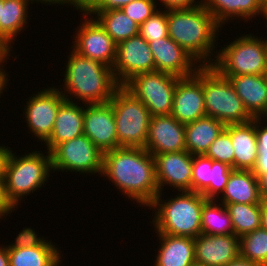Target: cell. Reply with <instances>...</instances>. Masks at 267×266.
Here are the masks:
<instances>
[{"mask_svg":"<svg viewBox=\"0 0 267 266\" xmlns=\"http://www.w3.org/2000/svg\"><path fill=\"white\" fill-rule=\"evenodd\" d=\"M134 0H83L82 11H103L121 9Z\"/></svg>","mask_w":267,"mask_h":266,"instance_id":"obj_40","label":"cell"},{"mask_svg":"<svg viewBox=\"0 0 267 266\" xmlns=\"http://www.w3.org/2000/svg\"><path fill=\"white\" fill-rule=\"evenodd\" d=\"M34 1L36 0H1L0 41L10 52L15 38L28 24V6Z\"/></svg>","mask_w":267,"mask_h":266,"instance_id":"obj_25","label":"cell"},{"mask_svg":"<svg viewBox=\"0 0 267 266\" xmlns=\"http://www.w3.org/2000/svg\"><path fill=\"white\" fill-rule=\"evenodd\" d=\"M8 253L10 266H59L62 262V252L48 240L36 247L8 248Z\"/></svg>","mask_w":267,"mask_h":266,"instance_id":"obj_28","label":"cell"},{"mask_svg":"<svg viewBox=\"0 0 267 266\" xmlns=\"http://www.w3.org/2000/svg\"><path fill=\"white\" fill-rule=\"evenodd\" d=\"M265 120H266V122H267V114L263 117Z\"/></svg>","mask_w":267,"mask_h":266,"instance_id":"obj_55","label":"cell"},{"mask_svg":"<svg viewBox=\"0 0 267 266\" xmlns=\"http://www.w3.org/2000/svg\"><path fill=\"white\" fill-rule=\"evenodd\" d=\"M0 266H10V258L7 245L0 246Z\"/></svg>","mask_w":267,"mask_h":266,"instance_id":"obj_46","label":"cell"},{"mask_svg":"<svg viewBox=\"0 0 267 266\" xmlns=\"http://www.w3.org/2000/svg\"><path fill=\"white\" fill-rule=\"evenodd\" d=\"M76 100L69 101L65 99L60 107L53 131L50 138L45 142L47 151H51L57 144L74 139L84 134L83 119L84 105L79 106Z\"/></svg>","mask_w":267,"mask_h":266,"instance_id":"obj_22","label":"cell"},{"mask_svg":"<svg viewBox=\"0 0 267 266\" xmlns=\"http://www.w3.org/2000/svg\"><path fill=\"white\" fill-rule=\"evenodd\" d=\"M38 234L33 230V228H23L22 231L19 232L18 236L16 237L15 241L12 244H8V248H29V247H36L42 245L46 239L40 238L41 236H37Z\"/></svg>","mask_w":267,"mask_h":266,"instance_id":"obj_39","label":"cell"},{"mask_svg":"<svg viewBox=\"0 0 267 266\" xmlns=\"http://www.w3.org/2000/svg\"><path fill=\"white\" fill-rule=\"evenodd\" d=\"M115 116L119 147L145 148L150 112L144 103L120 85L109 101Z\"/></svg>","mask_w":267,"mask_h":266,"instance_id":"obj_8","label":"cell"},{"mask_svg":"<svg viewBox=\"0 0 267 266\" xmlns=\"http://www.w3.org/2000/svg\"><path fill=\"white\" fill-rule=\"evenodd\" d=\"M263 9L267 7V0H259Z\"/></svg>","mask_w":267,"mask_h":266,"instance_id":"obj_51","label":"cell"},{"mask_svg":"<svg viewBox=\"0 0 267 266\" xmlns=\"http://www.w3.org/2000/svg\"><path fill=\"white\" fill-rule=\"evenodd\" d=\"M145 149L151 154L186 150L185 125L171 114L151 116Z\"/></svg>","mask_w":267,"mask_h":266,"instance_id":"obj_18","label":"cell"},{"mask_svg":"<svg viewBox=\"0 0 267 266\" xmlns=\"http://www.w3.org/2000/svg\"><path fill=\"white\" fill-rule=\"evenodd\" d=\"M79 12H85L94 17L116 44L139 35V25L122 9L103 11H82L80 9Z\"/></svg>","mask_w":267,"mask_h":266,"instance_id":"obj_29","label":"cell"},{"mask_svg":"<svg viewBox=\"0 0 267 266\" xmlns=\"http://www.w3.org/2000/svg\"><path fill=\"white\" fill-rule=\"evenodd\" d=\"M190 266H205V265L198 264V263H193V264H191Z\"/></svg>","mask_w":267,"mask_h":266,"instance_id":"obj_53","label":"cell"},{"mask_svg":"<svg viewBox=\"0 0 267 266\" xmlns=\"http://www.w3.org/2000/svg\"><path fill=\"white\" fill-rule=\"evenodd\" d=\"M11 148L0 145V180H5V168Z\"/></svg>","mask_w":267,"mask_h":266,"instance_id":"obj_44","label":"cell"},{"mask_svg":"<svg viewBox=\"0 0 267 266\" xmlns=\"http://www.w3.org/2000/svg\"><path fill=\"white\" fill-rule=\"evenodd\" d=\"M161 199L162 193H159L148 206L156 211L152 219L155 233L194 239L202 233L201 211L207 199L201 193L180 191L169 200Z\"/></svg>","mask_w":267,"mask_h":266,"instance_id":"obj_4","label":"cell"},{"mask_svg":"<svg viewBox=\"0 0 267 266\" xmlns=\"http://www.w3.org/2000/svg\"><path fill=\"white\" fill-rule=\"evenodd\" d=\"M53 172H103V152L85 135L57 144L51 151Z\"/></svg>","mask_w":267,"mask_h":266,"instance_id":"obj_10","label":"cell"},{"mask_svg":"<svg viewBox=\"0 0 267 266\" xmlns=\"http://www.w3.org/2000/svg\"><path fill=\"white\" fill-rule=\"evenodd\" d=\"M204 5L221 27L230 19L242 18L247 22L256 15L264 14L259 0H204Z\"/></svg>","mask_w":267,"mask_h":266,"instance_id":"obj_27","label":"cell"},{"mask_svg":"<svg viewBox=\"0 0 267 266\" xmlns=\"http://www.w3.org/2000/svg\"><path fill=\"white\" fill-rule=\"evenodd\" d=\"M167 26L168 36L192 55L199 65L213 64V53L217 55V51L213 50L217 48L216 41L219 40L217 33L222 27L204 4L192 8L168 9Z\"/></svg>","mask_w":267,"mask_h":266,"instance_id":"obj_2","label":"cell"},{"mask_svg":"<svg viewBox=\"0 0 267 266\" xmlns=\"http://www.w3.org/2000/svg\"><path fill=\"white\" fill-rule=\"evenodd\" d=\"M160 193L166 184L180 191H192L193 155L186 150L152 154Z\"/></svg>","mask_w":267,"mask_h":266,"instance_id":"obj_16","label":"cell"},{"mask_svg":"<svg viewBox=\"0 0 267 266\" xmlns=\"http://www.w3.org/2000/svg\"><path fill=\"white\" fill-rule=\"evenodd\" d=\"M81 15H84V21L77 26L76 36L73 35L74 47L71 49L82 57L100 61L113 68L117 44L94 17L85 12Z\"/></svg>","mask_w":267,"mask_h":266,"instance_id":"obj_11","label":"cell"},{"mask_svg":"<svg viewBox=\"0 0 267 266\" xmlns=\"http://www.w3.org/2000/svg\"><path fill=\"white\" fill-rule=\"evenodd\" d=\"M103 177L137 204L149 206L160 193L154 156L145 148L119 147L103 153Z\"/></svg>","mask_w":267,"mask_h":266,"instance_id":"obj_1","label":"cell"},{"mask_svg":"<svg viewBox=\"0 0 267 266\" xmlns=\"http://www.w3.org/2000/svg\"><path fill=\"white\" fill-rule=\"evenodd\" d=\"M195 263L225 266L240 256L239 237L235 234L207 235L194 239Z\"/></svg>","mask_w":267,"mask_h":266,"instance_id":"obj_19","label":"cell"},{"mask_svg":"<svg viewBox=\"0 0 267 266\" xmlns=\"http://www.w3.org/2000/svg\"><path fill=\"white\" fill-rule=\"evenodd\" d=\"M249 34L241 35L217 52L212 66L220 74L223 76L266 74L267 39Z\"/></svg>","mask_w":267,"mask_h":266,"instance_id":"obj_6","label":"cell"},{"mask_svg":"<svg viewBox=\"0 0 267 266\" xmlns=\"http://www.w3.org/2000/svg\"><path fill=\"white\" fill-rule=\"evenodd\" d=\"M201 229L207 235L234 234L227 207L216 199H207L201 211Z\"/></svg>","mask_w":267,"mask_h":266,"instance_id":"obj_30","label":"cell"},{"mask_svg":"<svg viewBox=\"0 0 267 266\" xmlns=\"http://www.w3.org/2000/svg\"><path fill=\"white\" fill-rule=\"evenodd\" d=\"M225 77L231 82L235 92L253 118H263L267 114L266 74Z\"/></svg>","mask_w":267,"mask_h":266,"instance_id":"obj_20","label":"cell"},{"mask_svg":"<svg viewBox=\"0 0 267 266\" xmlns=\"http://www.w3.org/2000/svg\"><path fill=\"white\" fill-rule=\"evenodd\" d=\"M263 19L266 18V22H267V7L264 9V14H263Z\"/></svg>","mask_w":267,"mask_h":266,"instance_id":"obj_52","label":"cell"},{"mask_svg":"<svg viewBox=\"0 0 267 266\" xmlns=\"http://www.w3.org/2000/svg\"><path fill=\"white\" fill-rule=\"evenodd\" d=\"M6 71L4 69H0V98L1 95L4 93L3 91H7L5 88L8 85V77L9 75L5 73Z\"/></svg>","mask_w":267,"mask_h":266,"instance_id":"obj_49","label":"cell"},{"mask_svg":"<svg viewBox=\"0 0 267 266\" xmlns=\"http://www.w3.org/2000/svg\"><path fill=\"white\" fill-rule=\"evenodd\" d=\"M240 257L267 266V230L258 228L239 238Z\"/></svg>","mask_w":267,"mask_h":266,"instance_id":"obj_32","label":"cell"},{"mask_svg":"<svg viewBox=\"0 0 267 266\" xmlns=\"http://www.w3.org/2000/svg\"><path fill=\"white\" fill-rule=\"evenodd\" d=\"M84 134L104 152L118 148L115 116L110 102L84 104Z\"/></svg>","mask_w":267,"mask_h":266,"instance_id":"obj_15","label":"cell"},{"mask_svg":"<svg viewBox=\"0 0 267 266\" xmlns=\"http://www.w3.org/2000/svg\"><path fill=\"white\" fill-rule=\"evenodd\" d=\"M38 3H42L45 5H48V4H58V5H65V4H68V5H71L73 6L75 9L77 10H80L82 8V5H83V0H36ZM40 1V2H39Z\"/></svg>","mask_w":267,"mask_h":266,"instance_id":"obj_45","label":"cell"},{"mask_svg":"<svg viewBox=\"0 0 267 266\" xmlns=\"http://www.w3.org/2000/svg\"><path fill=\"white\" fill-rule=\"evenodd\" d=\"M164 9L192 8L204 4V0H159ZM197 1V2H196Z\"/></svg>","mask_w":267,"mask_h":266,"instance_id":"obj_42","label":"cell"},{"mask_svg":"<svg viewBox=\"0 0 267 266\" xmlns=\"http://www.w3.org/2000/svg\"><path fill=\"white\" fill-rule=\"evenodd\" d=\"M224 130L234 148V170H253L258 155L256 118L247 123L227 124Z\"/></svg>","mask_w":267,"mask_h":266,"instance_id":"obj_21","label":"cell"},{"mask_svg":"<svg viewBox=\"0 0 267 266\" xmlns=\"http://www.w3.org/2000/svg\"><path fill=\"white\" fill-rule=\"evenodd\" d=\"M112 69L119 85H124L136 74L154 72L155 61L148 42L137 35L117 44Z\"/></svg>","mask_w":267,"mask_h":266,"instance_id":"obj_13","label":"cell"},{"mask_svg":"<svg viewBox=\"0 0 267 266\" xmlns=\"http://www.w3.org/2000/svg\"><path fill=\"white\" fill-rule=\"evenodd\" d=\"M265 122L266 120H264V118H256V136L258 152H267V123ZM261 124L264 125L262 126Z\"/></svg>","mask_w":267,"mask_h":266,"instance_id":"obj_41","label":"cell"},{"mask_svg":"<svg viewBox=\"0 0 267 266\" xmlns=\"http://www.w3.org/2000/svg\"><path fill=\"white\" fill-rule=\"evenodd\" d=\"M139 35L147 42L168 36L167 10H156L145 22L139 26Z\"/></svg>","mask_w":267,"mask_h":266,"instance_id":"obj_33","label":"cell"},{"mask_svg":"<svg viewBox=\"0 0 267 266\" xmlns=\"http://www.w3.org/2000/svg\"><path fill=\"white\" fill-rule=\"evenodd\" d=\"M225 124L205 116L185 125V146L193 156L205 155L211 143L225 129Z\"/></svg>","mask_w":267,"mask_h":266,"instance_id":"obj_26","label":"cell"},{"mask_svg":"<svg viewBox=\"0 0 267 266\" xmlns=\"http://www.w3.org/2000/svg\"><path fill=\"white\" fill-rule=\"evenodd\" d=\"M155 61V71L179 78L189 77L202 65L169 36L148 42Z\"/></svg>","mask_w":267,"mask_h":266,"instance_id":"obj_17","label":"cell"},{"mask_svg":"<svg viewBox=\"0 0 267 266\" xmlns=\"http://www.w3.org/2000/svg\"><path fill=\"white\" fill-rule=\"evenodd\" d=\"M66 98L58 88H44L33 94L24 107L28 129L41 143L46 142L53 131L58 108Z\"/></svg>","mask_w":267,"mask_h":266,"instance_id":"obj_12","label":"cell"},{"mask_svg":"<svg viewBox=\"0 0 267 266\" xmlns=\"http://www.w3.org/2000/svg\"><path fill=\"white\" fill-rule=\"evenodd\" d=\"M157 0H134L124 5L123 12L134 20L139 26L151 17L157 8Z\"/></svg>","mask_w":267,"mask_h":266,"instance_id":"obj_37","label":"cell"},{"mask_svg":"<svg viewBox=\"0 0 267 266\" xmlns=\"http://www.w3.org/2000/svg\"><path fill=\"white\" fill-rule=\"evenodd\" d=\"M261 228L267 230V201H261Z\"/></svg>","mask_w":267,"mask_h":266,"instance_id":"obj_50","label":"cell"},{"mask_svg":"<svg viewBox=\"0 0 267 266\" xmlns=\"http://www.w3.org/2000/svg\"><path fill=\"white\" fill-rule=\"evenodd\" d=\"M217 198L225 206L232 203L261 204L258 179L252 170L233 169L222 195Z\"/></svg>","mask_w":267,"mask_h":266,"instance_id":"obj_23","label":"cell"},{"mask_svg":"<svg viewBox=\"0 0 267 266\" xmlns=\"http://www.w3.org/2000/svg\"><path fill=\"white\" fill-rule=\"evenodd\" d=\"M212 159L205 155L193 156L192 191L201 193L209 184L212 175Z\"/></svg>","mask_w":267,"mask_h":266,"instance_id":"obj_36","label":"cell"},{"mask_svg":"<svg viewBox=\"0 0 267 266\" xmlns=\"http://www.w3.org/2000/svg\"><path fill=\"white\" fill-rule=\"evenodd\" d=\"M252 172L258 179L261 200L267 201V152H258Z\"/></svg>","mask_w":267,"mask_h":266,"instance_id":"obj_38","label":"cell"},{"mask_svg":"<svg viewBox=\"0 0 267 266\" xmlns=\"http://www.w3.org/2000/svg\"><path fill=\"white\" fill-rule=\"evenodd\" d=\"M179 77L159 71L139 73L123 86L148 108L151 116L170 115Z\"/></svg>","mask_w":267,"mask_h":266,"instance_id":"obj_9","label":"cell"},{"mask_svg":"<svg viewBox=\"0 0 267 266\" xmlns=\"http://www.w3.org/2000/svg\"><path fill=\"white\" fill-rule=\"evenodd\" d=\"M225 266H260V265L239 256L237 259L229 262Z\"/></svg>","mask_w":267,"mask_h":266,"instance_id":"obj_47","label":"cell"},{"mask_svg":"<svg viewBox=\"0 0 267 266\" xmlns=\"http://www.w3.org/2000/svg\"><path fill=\"white\" fill-rule=\"evenodd\" d=\"M226 207L239 238L261 227V204L232 203Z\"/></svg>","mask_w":267,"mask_h":266,"instance_id":"obj_31","label":"cell"},{"mask_svg":"<svg viewBox=\"0 0 267 266\" xmlns=\"http://www.w3.org/2000/svg\"><path fill=\"white\" fill-rule=\"evenodd\" d=\"M156 234L160 248L154 266H190L195 263L194 238Z\"/></svg>","mask_w":267,"mask_h":266,"instance_id":"obj_24","label":"cell"},{"mask_svg":"<svg viewBox=\"0 0 267 266\" xmlns=\"http://www.w3.org/2000/svg\"><path fill=\"white\" fill-rule=\"evenodd\" d=\"M171 115L184 125L206 116L203 66L195 74L177 80Z\"/></svg>","mask_w":267,"mask_h":266,"instance_id":"obj_14","label":"cell"},{"mask_svg":"<svg viewBox=\"0 0 267 266\" xmlns=\"http://www.w3.org/2000/svg\"><path fill=\"white\" fill-rule=\"evenodd\" d=\"M212 175L210 184L201 192L206 199H216L224 191L230 172V166L219 161L212 160Z\"/></svg>","mask_w":267,"mask_h":266,"instance_id":"obj_35","label":"cell"},{"mask_svg":"<svg viewBox=\"0 0 267 266\" xmlns=\"http://www.w3.org/2000/svg\"><path fill=\"white\" fill-rule=\"evenodd\" d=\"M15 207L12 203L7 199L5 193V181L0 180V219L8 216L9 213L15 211Z\"/></svg>","mask_w":267,"mask_h":266,"instance_id":"obj_43","label":"cell"},{"mask_svg":"<svg viewBox=\"0 0 267 266\" xmlns=\"http://www.w3.org/2000/svg\"><path fill=\"white\" fill-rule=\"evenodd\" d=\"M205 156L214 161L225 163L234 169V148L231 137L225 130L211 143Z\"/></svg>","mask_w":267,"mask_h":266,"instance_id":"obj_34","label":"cell"},{"mask_svg":"<svg viewBox=\"0 0 267 266\" xmlns=\"http://www.w3.org/2000/svg\"><path fill=\"white\" fill-rule=\"evenodd\" d=\"M10 55H11V52L0 41V69H4V68H2V67H4L3 63H5V62L7 63V61H5V60H8Z\"/></svg>","mask_w":267,"mask_h":266,"instance_id":"obj_48","label":"cell"},{"mask_svg":"<svg viewBox=\"0 0 267 266\" xmlns=\"http://www.w3.org/2000/svg\"><path fill=\"white\" fill-rule=\"evenodd\" d=\"M70 53L63 79L64 91L60 87L62 95L69 101L73 99L71 96L76 97L86 105L109 102L120 86L113 69L100 61L82 57L73 50Z\"/></svg>","mask_w":267,"mask_h":266,"instance_id":"obj_3","label":"cell"},{"mask_svg":"<svg viewBox=\"0 0 267 266\" xmlns=\"http://www.w3.org/2000/svg\"><path fill=\"white\" fill-rule=\"evenodd\" d=\"M0 19H1V0H0Z\"/></svg>","mask_w":267,"mask_h":266,"instance_id":"obj_54","label":"cell"},{"mask_svg":"<svg viewBox=\"0 0 267 266\" xmlns=\"http://www.w3.org/2000/svg\"><path fill=\"white\" fill-rule=\"evenodd\" d=\"M10 151L5 168V193L15 208L21 200L47 182L52 169L50 152H27L19 156ZM23 196V197H22Z\"/></svg>","mask_w":267,"mask_h":266,"instance_id":"obj_5","label":"cell"},{"mask_svg":"<svg viewBox=\"0 0 267 266\" xmlns=\"http://www.w3.org/2000/svg\"><path fill=\"white\" fill-rule=\"evenodd\" d=\"M203 94L206 116L215 118L225 125L247 123L254 119L228 78L212 65L203 66Z\"/></svg>","mask_w":267,"mask_h":266,"instance_id":"obj_7","label":"cell"}]
</instances>
